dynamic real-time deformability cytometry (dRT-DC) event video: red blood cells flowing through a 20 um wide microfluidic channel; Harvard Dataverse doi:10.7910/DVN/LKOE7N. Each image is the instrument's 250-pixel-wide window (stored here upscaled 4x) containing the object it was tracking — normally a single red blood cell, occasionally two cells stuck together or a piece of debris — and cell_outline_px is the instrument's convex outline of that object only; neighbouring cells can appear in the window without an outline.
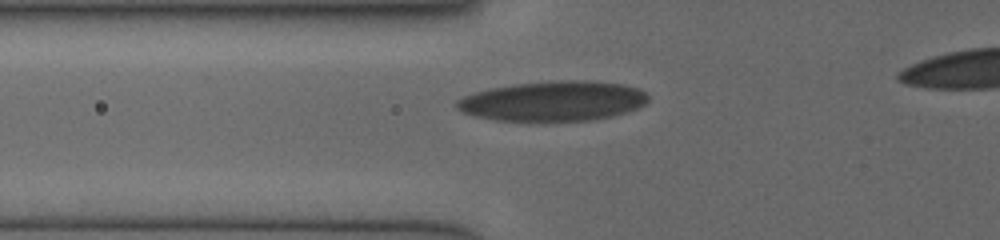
{"species": "human", "species_latin": "Homo sapiens", "temperature_condition": "cold", "stored_images_in_passage": 7, "camera_frame_rate_fps": 3000, "um_per_image_px": 0.085, "donor": {"sex": "female"}, "frame": {"image": 1, "passage_image": 2, "time_ms": 0.333, "image_size_px": [1000, 240], "cell_outline_px": [[648, 100], [644, 104], [628, 112], [596, 120], [536, 124], [496, 120], [476, 116], [464, 112], [456, 108], [456, 100], [464, 96], [476, 92], [492, 88], [512, 84], [556, 80], [584, 80], [620, 84], [636, 88], [644, 92], [648, 96]], "centroid_in_image_um": [46.99, 8.64], "position_along_channel_um": 78.8, "area_um2": 45.6}}
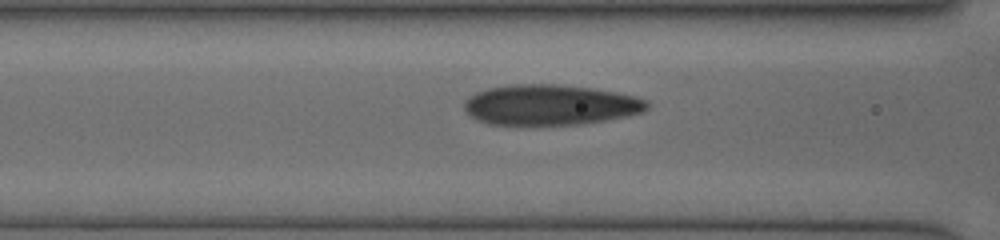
{"frame": {"image": 2, "passage_image": 4, "time_ms": 1.333, "image_size_px": [1000, 240], "cell_outline_px": [[648, 108], [644, 112], [628, 116], [580, 124], [520, 128], [488, 124], [472, 116], [464, 108], [464, 100], [468, 96], [476, 92], [488, 88], [512, 84], [556, 84], [592, 88], [616, 92], [636, 96], [648, 100]], "centroid_in_image_um": [46.74, 8.95], "position_along_channel_um": 119.9, "area_um2": 44.33}}
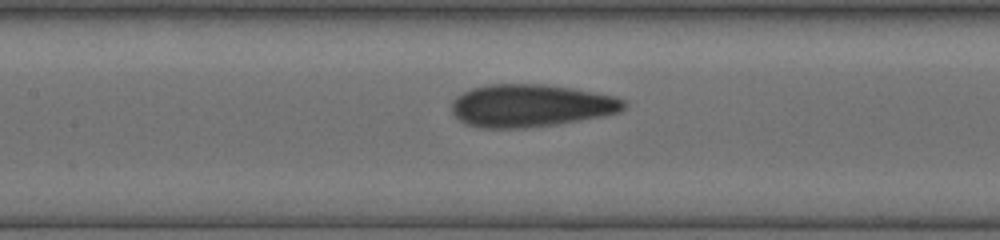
{"frame": {"image": 3, "passage_image": 6, "time_ms": 2.333, "image_size_px": [1000, 240], "cell_outline_px": [[628, 104], [620, 112], [604, 116], [556, 124], [524, 128], [484, 128], [468, 124], [460, 120], [452, 112], [452, 100], [456, 96], [472, 88], [488, 84], [544, 84], [572, 88], [596, 92], [616, 96], [628, 100]], "centroid_in_image_um": [45.17, 8.97], "position_along_channel_um": 162.2, "area_um2": 43.0}}